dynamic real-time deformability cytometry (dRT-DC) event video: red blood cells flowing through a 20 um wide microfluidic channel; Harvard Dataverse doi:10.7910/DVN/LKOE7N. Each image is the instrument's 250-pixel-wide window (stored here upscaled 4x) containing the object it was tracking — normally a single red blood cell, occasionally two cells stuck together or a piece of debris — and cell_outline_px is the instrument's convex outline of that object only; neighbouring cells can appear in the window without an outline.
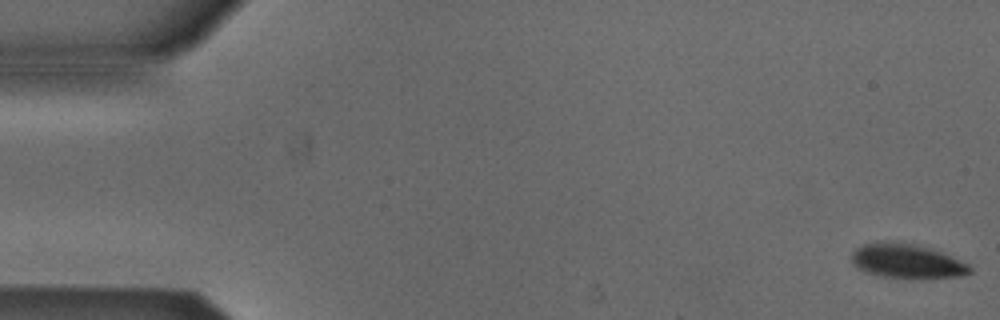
{"species": "Egyptian fruit bat (a non-hibernating species)", "species_latin": "Rousettus aegyptiacus", "temperature_condition": "cold", "stored_images_in_passage": 53, "camera_frame_rate_fps": 3000, "um_per_image_px": 0.085, "animal": {"sex": "male"}, "frame": {"image": 1, "passage_image": 1, "time_ms": 0.0, "image_size_px": [1000, 320], "cell_outline_px": [[972, 272], [960, 276], [884, 276], [868, 272], [856, 268], [852, 264], [852, 252], [856, 248], [864, 244], [888, 240], [912, 244], [928, 248], [952, 256], [968, 264], [972, 268]], "centroid_in_image_um": [77.04, 22.15], "position_along_channel_um": 8.0, "area_um2": 22.83}}
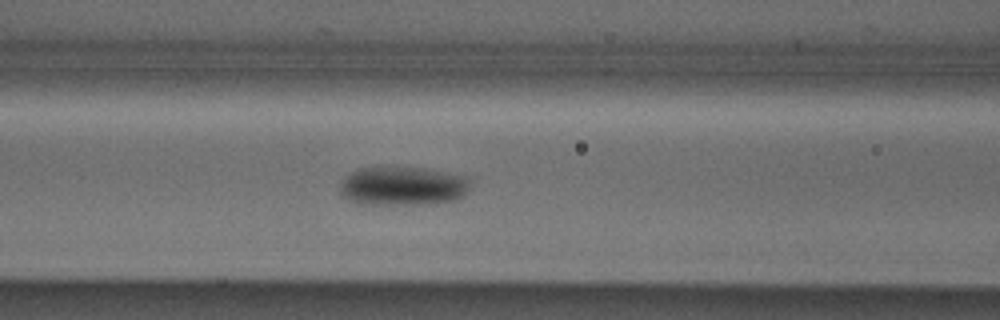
{"frame": {"image": 2, "passage_image": 22, "time_ms": 7.0, "image_size_px": [1000, 320], "cell_outline_px": [[472, 176], [468, 188], [464, 196], [456, 200], [420, 204], [356, 204], [348, 200], [340, 192], [340, 180], [344, 176], [356, 168], [424, 168]], "centroid_in_image_um": [34.24, 15.81], "position_along_channel_um": 132.4, "area_um2": 29.88}}
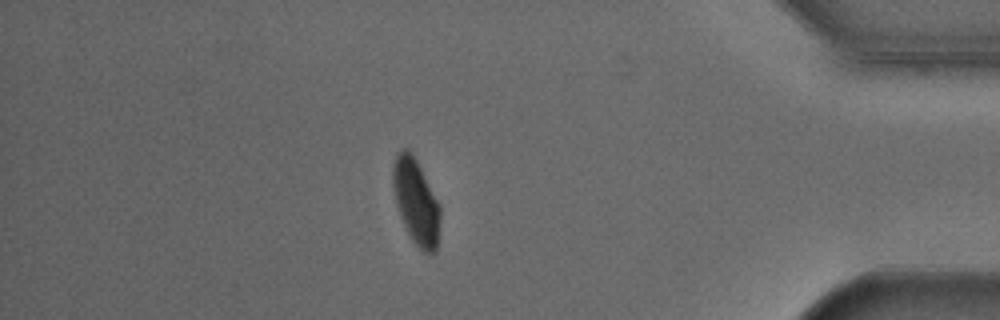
{"frame": {"image": 3, "passage_image": 46, "time_ms": 15.0, "image_size_px": [1000, 320], "cell_outline_px": [[440, 220], [436, 252], [424, 252], [412, 240], [400, 216], [396, 204], [392, 184], [392, 164], [396, 152], [404, 148], [408, 148], [412, 152], [440, 204]], "centroid_in_image_um": [35.34, 17.08], "position_along_channel_um": 399.9, "area_um2": 23.58}, "authors_computed_cell_mechanics": {"area_um2": 26.299, "velocity_mm_per_s": 3.8527, "shape_relaxation_time_tau1_ms": 2.3035, "shape_relaxation_time_tau2_ms": null, "deformation_change_tau1": 0.0969, "deformation_change_tau2": null}}